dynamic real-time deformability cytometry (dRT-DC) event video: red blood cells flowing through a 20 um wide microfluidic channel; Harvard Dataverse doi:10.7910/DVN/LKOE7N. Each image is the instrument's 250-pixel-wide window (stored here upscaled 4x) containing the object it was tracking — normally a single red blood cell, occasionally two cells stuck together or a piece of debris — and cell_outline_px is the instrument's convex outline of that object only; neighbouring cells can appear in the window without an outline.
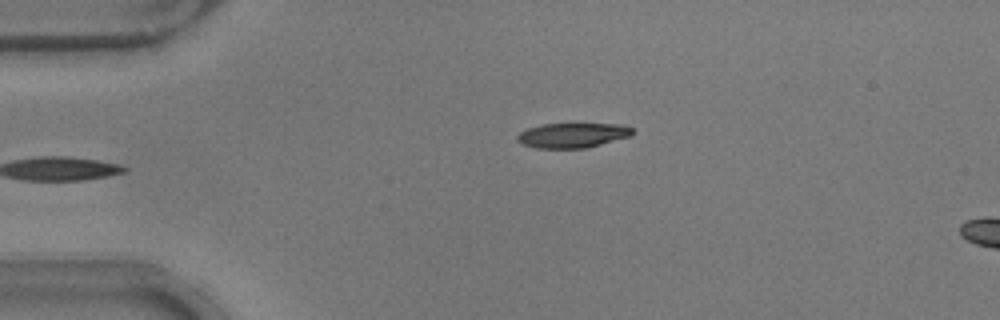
{"species": "common noctule bat (a hibernating species)", "species_latin": "Nyctalus noctula", "temperature_condition": "warm", "stored_images_in_passage": 5, "camera_frame_rate_fps": 3000, "um_per_image_px": 0.085, "animal": {"sex": "male", "body_mass_g": 17.9}, "frame": {"image": 1, "passage_image": 1, "time_ms": 0.0, "image_size_px": [1000, 320], "cell_outline_px": [[632, 136], [584, 148], [536, 148], [524, 144], [516, 140], [516, 136], [520, 132], [528, 128], [544, 124], [572, 120], [624, 124], [632, 128]], "centroid_in_image_um": [48.71, 11.42], "position_along_channel_um": 36.3, "area_um2": 17.69}}